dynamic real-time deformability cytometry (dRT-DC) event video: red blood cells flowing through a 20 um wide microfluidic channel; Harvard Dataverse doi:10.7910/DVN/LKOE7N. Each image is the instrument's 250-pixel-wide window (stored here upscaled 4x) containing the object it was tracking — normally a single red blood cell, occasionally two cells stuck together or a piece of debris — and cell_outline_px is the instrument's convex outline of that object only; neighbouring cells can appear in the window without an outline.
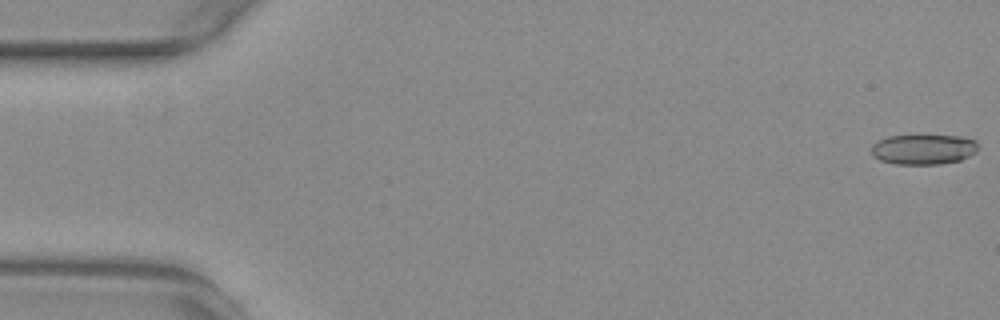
{"species": "common noctule bat (a hibernating species)", "species_latin": "Nyctalus noctula", "temperature_condition": "warm", "stored_images_in_passage": 55, "camera_frame_rate_fps": 3000, "um_per_image_px": 0.085, "animal": {"sex": "female", "body_mass_g": 29.2, "forearm_length_mm": 56.3}, "frame": {"image": 1, "passage_image": 1, "time_ms": 0.0, "image_size_px": [1000, 320], "cell_outline_px": [[976, 152], [960, 160], [940, 164], [896, 164], [880, 160], [872, 156], [872, 144], [876, 140], [888, 136], [960, 136], [976, 140]], "centroid_in_image_um": [78.45, 12.69], "position_along_channel_um": 6.5, "area_um2": 18.67}}
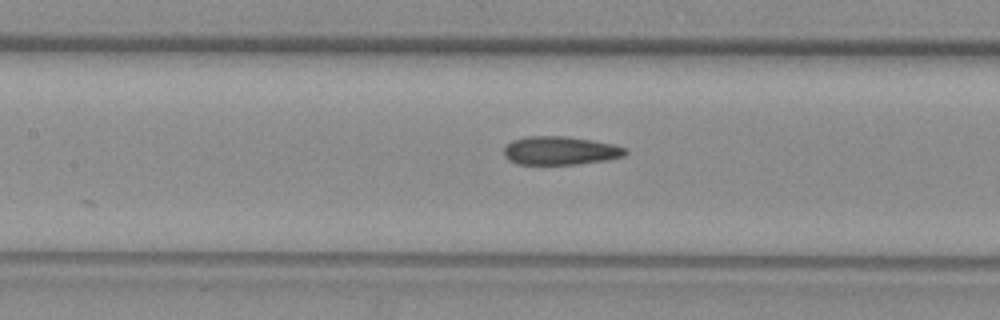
{"frame": {"image": 2, "passage_image": 25, "time_ms": 8.0, "image_size_px": [1000, 320], "cell_outline_px": [[628, 152], [624, 156], [608, 160], [580, 164], [516, 164], [508, 160], [504, 156], [504, 148], [512, 140], [524, 136], [564, 136], [592, 140], [612, 144], [624, 148]], "centroid_in_image_um": [47.6, 12.81], "position_along_channel_um": 159.8, "area_um2": 20.23}}
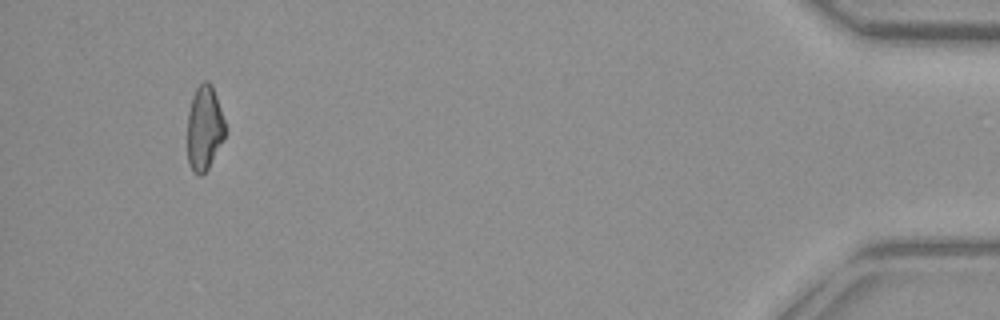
{"frame": {"image": 3, "passage_image": 52, "time_ms": 17.0, "image_size_px": [1000, 320], "cell_outline_px": [[228, 128], [224, 140], [208, 168], [200, 176], [196, 176], [192, 172], [188, 164], [188, 112], [192, 96], [196, 88], [204, 80], [208, 80], [212, 84]], "centroid_in_image_um": [17.39, 10.89], "position_along_channel_um": 417.8, "area_um2": 19.13}, "authors_computed_cell_mechanics": {"area_um2": 20.0566, "velocity_mm_per_s": 3.7694, "shape_relaxation_time_tau1_ms": null, "shape_relaxation_time_tau2_ms": 2.4789, "deformation_change_tau1": null, "deformation_change_tau2": 0.1093}}